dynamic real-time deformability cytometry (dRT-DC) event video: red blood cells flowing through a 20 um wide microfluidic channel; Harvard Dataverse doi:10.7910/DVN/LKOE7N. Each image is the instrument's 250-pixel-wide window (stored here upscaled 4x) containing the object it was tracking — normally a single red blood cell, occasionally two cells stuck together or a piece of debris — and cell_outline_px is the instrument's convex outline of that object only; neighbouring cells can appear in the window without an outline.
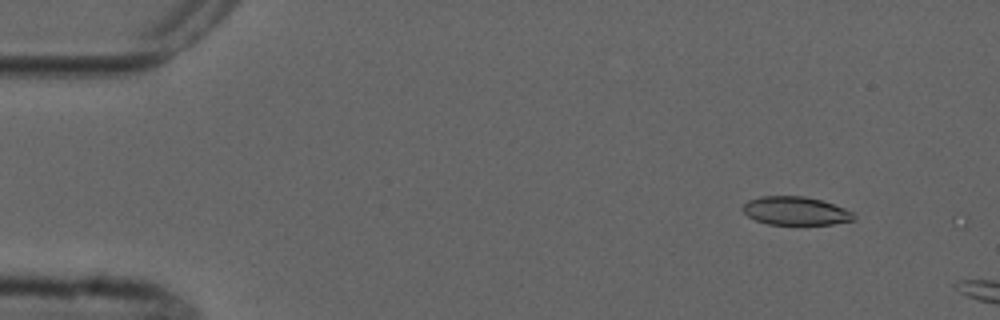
{"species": "common noctule bat (a hibernating species)", "species_latin": "Nyctalus noctula", "temperature_condition": "cold", "stored_images_in_passage": 5, "camera_frame_rate_fps": 3000, "um_per_image_px": 0.085, "animal": {"sex": "male", "forearm_length_mm": 52.5}, "frame": {"image": 1, "passage_image": 2, "time_ms": 1.333, "image_size_px": [1000, 320], "cell_outline_px": [[856, 220], [832, 224], [768, 224], [756, 220], [748, 216], [740, 208], [748, 200], [760, 196], [804, 196], [820, 200], [844, 208], [852, 212], [856, 216]], "centroid_in_image_um": [67.61, 17.92], "position_along_channel_um": 17.4, "area_um2": 18.32}}